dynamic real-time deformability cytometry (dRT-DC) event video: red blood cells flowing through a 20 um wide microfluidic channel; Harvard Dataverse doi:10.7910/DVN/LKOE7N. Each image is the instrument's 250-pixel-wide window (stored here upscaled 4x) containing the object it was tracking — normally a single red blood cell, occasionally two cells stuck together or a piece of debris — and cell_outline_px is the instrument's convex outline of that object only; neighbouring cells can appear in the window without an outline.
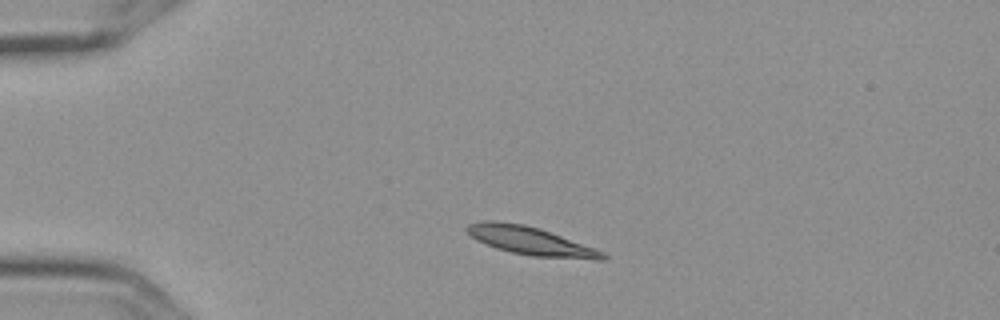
{"species": "Egyptian fruit bat (a non-hibernating species)", "species_latin": "Rousettus aegyptiacus", "temperature_condition": "cold", "stored_images_in_passage": 3, "camera_frame_rate_fps": 3000, "um_per_image_px": 0.085, "frame": {"image": 1, "passage_image": 2, "time_ms": 0.333, "image_size_px": [1000, 320], "cell_outline_px": [[608, 256], [604, 260], [596, 260], [532, 256], [512, 252], [496, 248], [484, 244], [476, 240], [464, 228], [468, 224], [484, 220], [496, 220], [524, 224], [540, 228], [604, 252]], "centroid_in_image_um": [45.07, 20.47], "position_along_channel_um": 39.9, "area_um2": 22.37}}